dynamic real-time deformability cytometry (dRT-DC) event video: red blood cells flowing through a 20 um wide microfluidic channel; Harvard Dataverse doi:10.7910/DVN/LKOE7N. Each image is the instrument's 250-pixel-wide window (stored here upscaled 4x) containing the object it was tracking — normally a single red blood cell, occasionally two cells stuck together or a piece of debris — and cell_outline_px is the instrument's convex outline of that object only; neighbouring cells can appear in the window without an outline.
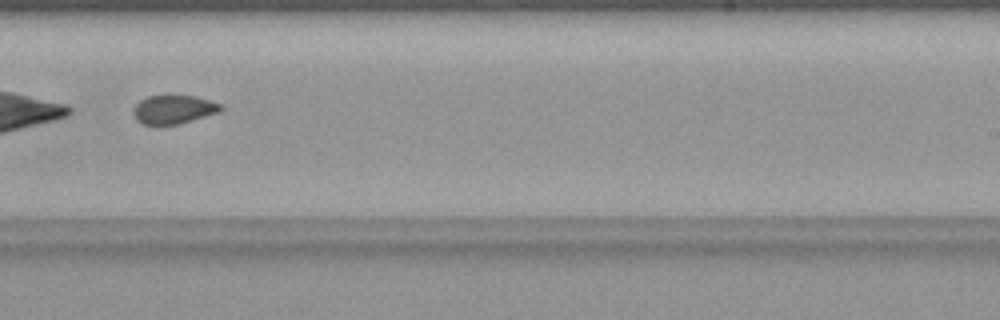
{"species": "common noctule bat (a hibernating species)", "species_latin": "Nyctalus noctula", "temperature_condition": "warm", "stored_images_in_passage": 42, "camera_frame_rate_fps": 3000, "um_per_image_px": 0.085, "animal": {"sex": "female", "body_mass_g": 19.9}, "frame": {"image": 1, "passage_image": 27, "time_ms": 8.667, "image_size_px": [1000, 320], "cell_outline_px": [[224, 108], [220, 112], [176, 124], [144, 124], [136, 120], [132, 112], [136, 104], [140, 100], [148, 96], [196, 96], [220, 104]], "centroid_in_image_um": [14.74, 9.3], "position_along_channel_um": 274.3, "area_um2": 14.33}}